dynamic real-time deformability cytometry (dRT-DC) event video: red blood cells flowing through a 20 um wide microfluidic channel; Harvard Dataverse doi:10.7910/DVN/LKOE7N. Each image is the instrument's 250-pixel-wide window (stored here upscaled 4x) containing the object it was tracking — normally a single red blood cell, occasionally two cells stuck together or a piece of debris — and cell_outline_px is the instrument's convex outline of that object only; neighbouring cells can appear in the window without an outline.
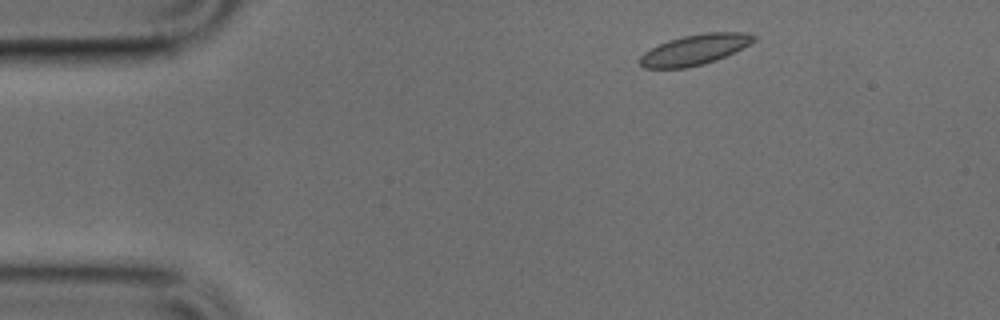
{"species": "common noctule bat (a hibernating species)", "species_latin": "Nyctalus noctula", "temperature_condition": "cold", "stored_images_in_passage": 43, "camera_frame_rate_fps": 3000, "um_per_image_px": 0.085, "animal": {"sex": "male", "body_mass_g": 17.9, "forearm_length_mm": 54.2}, "frame": {"image": 1, "passage_image": 1, "time_ms": 0.0, "image_size_px": [1000, 320], "cell_outline_px": [[756, 40], [716, 60], [704, 64], [684, 68], [644, 68], [640, 64], [640, 56], [644, 52], [668, 40], [684, 36], [704, 32], [744, 32], [756, 36]], "centroid_in_image_um": [59.03, 4.22], "position_along_channel_um": 26.0, "area_um2": 19.88}}
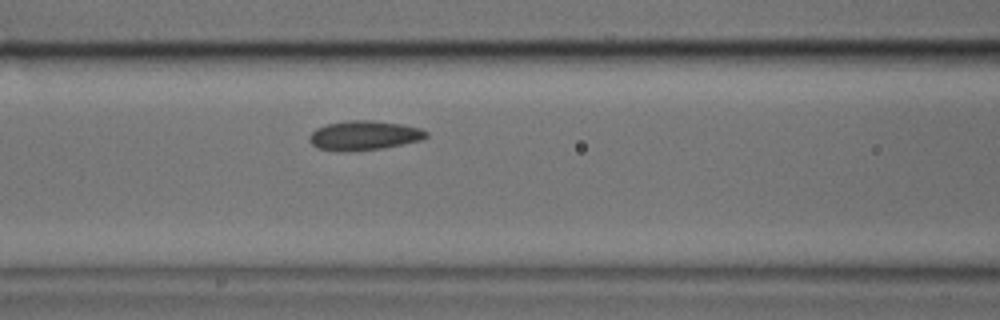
{"frame": {"image": 2, "passage_image": 14, "time_ms": 4.333, "image_size_px": [1000, 320], "cell_outline_px": [[428, 136], [420, 140], [384, 148], [348, 152], [336, 152], [316, 148], [308, 140], [308, 136], [316, 128], [324, 124], [352, 120], [372, 120], [400, 124], [420, 128], [428, 132]], "centroid_in_image_um": [30.88, 11.53], "position_along_channel_um": 135.7, "area_um2": 20.29}}
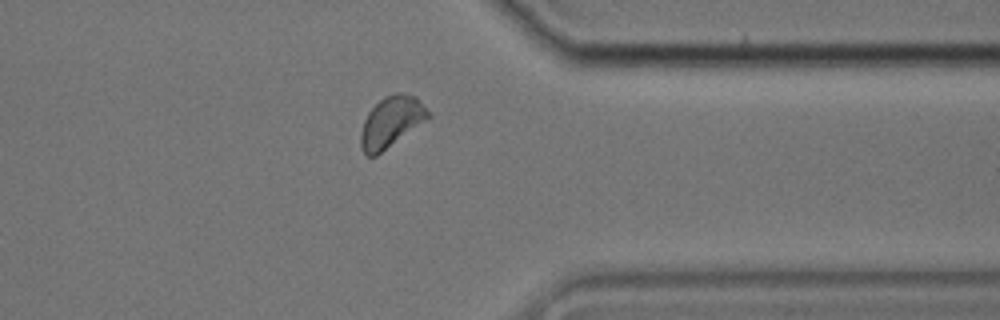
{"frame": {"image": 3, "passage_image": 33, "time_ms": 10.667, "image_size_px": [1000, 320], "cell_outline_px": [[432, 116], [376, 156], [368, 156], [364, 152], [360, 144], [360, 132], [364, 120], [368, 112], [384, 96], [396, 92], [400, 92], [416, 96], [432, 112]], "centroid_in_image_um": [33.28, 10.33], "position_along_channel_um": 378.1, "area_um2": 20.06}}